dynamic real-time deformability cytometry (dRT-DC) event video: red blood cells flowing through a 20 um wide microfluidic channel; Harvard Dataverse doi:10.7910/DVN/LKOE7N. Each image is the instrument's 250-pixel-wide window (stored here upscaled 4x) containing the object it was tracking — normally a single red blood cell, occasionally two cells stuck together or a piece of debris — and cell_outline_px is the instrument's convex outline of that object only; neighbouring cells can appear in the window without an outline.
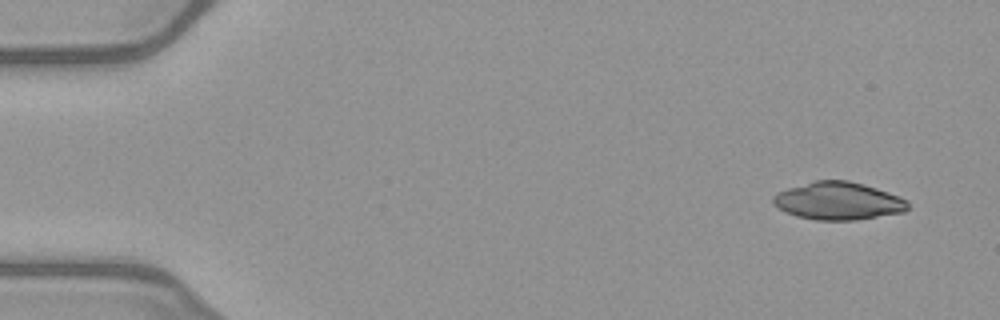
{"species": "common noctule bat (a hibernating species)", "species_latin": "Nyctalus noctula", "temperature_condition": "warm", "stored_images_in_passage": 48, "camera_frame_rate_fps": 3000, "um_per_image_px": 0.085, "animal": {"sex": "female", "body_mass_g": 21.9}, "frame": {"image": 1, "passage_image": 1, "time_ms": 0.0, "image_size_px": [1000, 320], "cell_outline_px": [[908, 208], [904, 212], [856, 220], [816, 220], [796, 216], [784, 212], [772, 204], [772, 196], [776, 192], [788, 188], [816, 180], [848, 180], [864, 184], [900, 196], [908, 200]], "centroid_in_image_um": [71.23, 17.08], "position_along_channel_um": 13.8, "area_um2": 29.82}}